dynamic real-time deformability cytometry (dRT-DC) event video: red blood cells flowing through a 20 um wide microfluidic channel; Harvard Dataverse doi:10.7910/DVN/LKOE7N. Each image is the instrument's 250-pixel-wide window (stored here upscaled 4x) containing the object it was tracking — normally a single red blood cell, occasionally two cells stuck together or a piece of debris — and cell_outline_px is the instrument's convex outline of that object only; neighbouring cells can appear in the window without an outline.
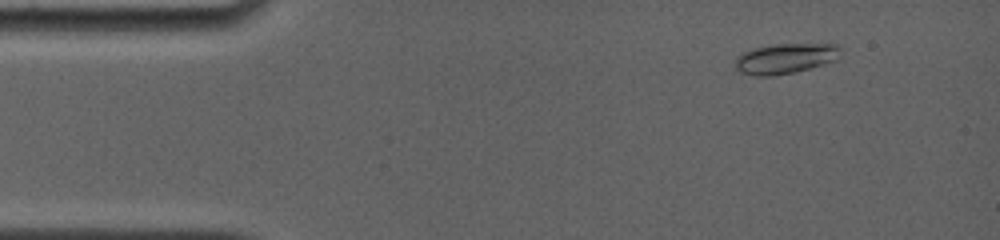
{"species": "common noctule bat (a hibernating species)", "species_latin": "Nyctalus noctula", "temperature_condition": "room temperature", "stored_images_in_passage": 68, "camera_frame_rate_fps": 4000, "um_per_image_px": 0.085, "animal": {"sex": "female", "body_mass_g": 19.0, "forearm_length_mm": 56.7}, "frame": {"image": 1, "passage_image": 4, "time_ms": 0.75, "image_size_px": [1000, 240], "cell_outline_px": [[840, 48], [836, 60], [824, 64], [796, 72], [772, 76], [756, 76], [740, 72], [736, 68], [736, 56], [752, 48], [776, 44], [840, 44]], "centroid_in_image_um": [66.74, 4.97], "position_along_channel_um": 18.3, "area_um2": 18.55}}
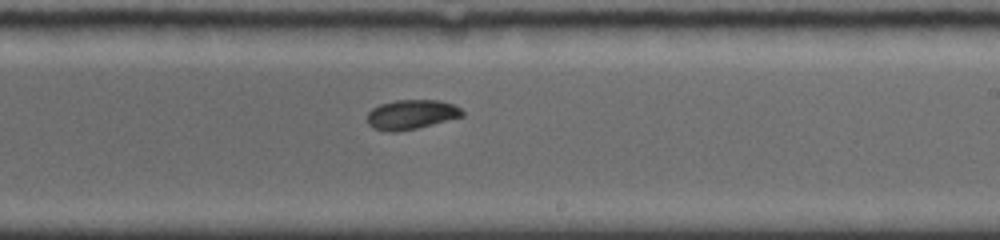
{"frame": {"image": 2, "passage_image": 40, "time_ms": 9.0, "image_size_px": [1000, 240], "cell_outline_px": [[464, 116], [416, 128], [396, 132], [388, 132], [372, 128], [368, 124], [368, 112], [372, 108], [380, 104], [396, 100], [440, 100], [452, 104], [460, 108], [464, 112]], "centroid_in_image_um": [34.95, 9.73], "position_along_channel_um": 254.1, "area_um2": 16.36}}
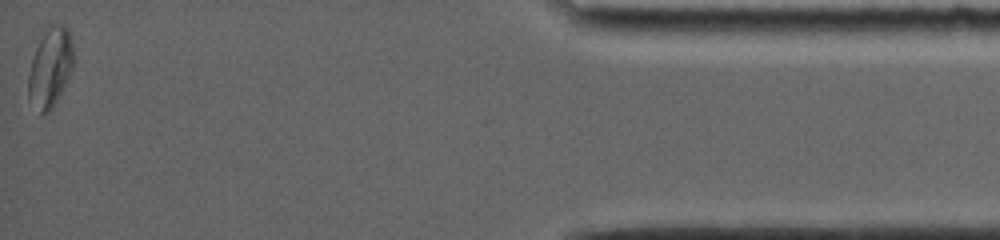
{"frame": {"image": 3, "passage_image": 68, "time_ms": 15.5, "image_size_px": [1000, 240], "cell_outline_px": [[72, 68], [52, 108], [44, 116], [40, 116], [28, 100], [28, 76], [32, 60], [36, 48], [44, 32], [52, 24], [60, 24], [68, 28], [72, 40]], "centroid_in_image_um": [4.24, 5.79], "position_along_channel_um": 431.0, "area_um2": 20.58}, "authors_computed_cell_mechanics": {"area_um2": 17.5134, "velocity_mm_per_s": 3.81, "shape_relaxation_time_tau1_ms": null, "shape_relaxation_time_tau2_ms": 7.5687, "deformation_change_tau1": null, "deformation_change_tau2": 0.0514}}